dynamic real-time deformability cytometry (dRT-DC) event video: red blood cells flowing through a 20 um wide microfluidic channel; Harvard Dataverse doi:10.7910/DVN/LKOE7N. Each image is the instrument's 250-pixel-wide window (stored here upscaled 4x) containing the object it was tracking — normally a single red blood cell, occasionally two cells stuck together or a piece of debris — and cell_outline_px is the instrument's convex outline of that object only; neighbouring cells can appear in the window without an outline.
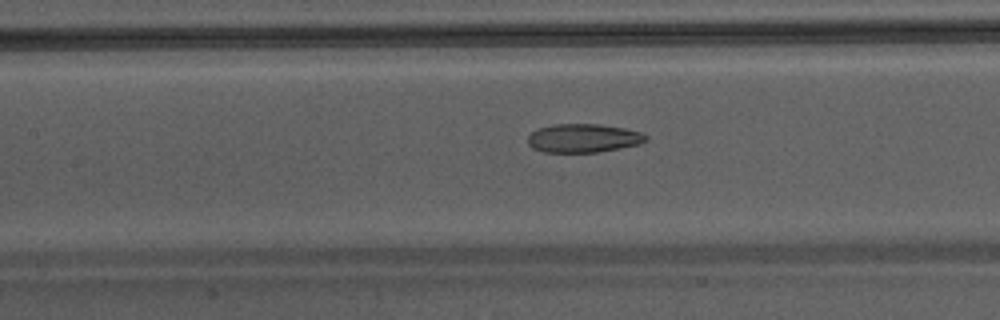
{"species": "Egyptian fruit bat (a non-hibernating species)", "species_latin": "Rousettus aegyptiacus", "temperature_condition": "warm", "stored_images_in_passage": 35, "camera_frame_rate_fps": 3000, "um_per_image_px": 0.085, "animal": {"sex": "male"}, "frame": {"image": 1, "passage_image": 11, "time_ms": 3.333, "image_size_px": [1000, 320], "cell_outline_px": [[648, 140], [640, 144], [620, 148], [596, 152], [544, 152], [532, 148], [528, 144], [528, 136], [532, 132], [540, 128], [552, 124], [600, 124], [624, 128], [640, 132], [648, 136]], "centroid_in_image_um": [49.59, 11.74], "position_along_channel_um": 157.8, "area_um2": 19.71}}
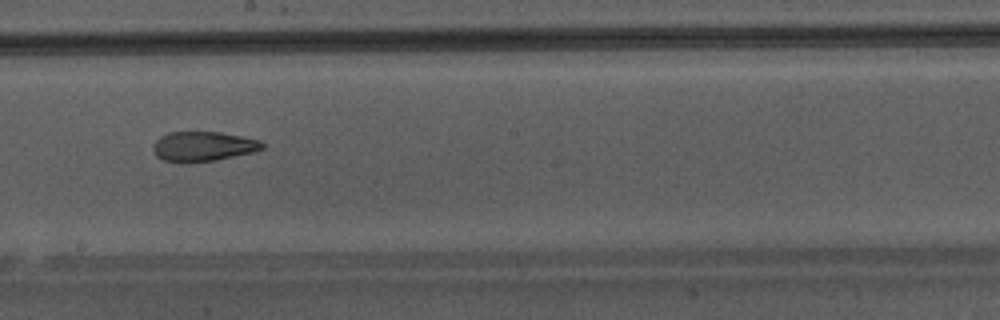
{"frame": {"image": 2, "passage_image": 16, "time_ms": 5.0, "image_size_px": [1000, 320], "cell_outline_px": [[264, 148], [252, 152], [216, 160], [164, 160], [156, 156], [152, 148], [152, 144], [160, 136], [168, 132], [220, 132], [244, 136], [260, 140], [264, 144]], "centroid_in_image_um": [17.29, 12.4], "position_along_channel_um": 230.9, "area_um2": 18.5}}